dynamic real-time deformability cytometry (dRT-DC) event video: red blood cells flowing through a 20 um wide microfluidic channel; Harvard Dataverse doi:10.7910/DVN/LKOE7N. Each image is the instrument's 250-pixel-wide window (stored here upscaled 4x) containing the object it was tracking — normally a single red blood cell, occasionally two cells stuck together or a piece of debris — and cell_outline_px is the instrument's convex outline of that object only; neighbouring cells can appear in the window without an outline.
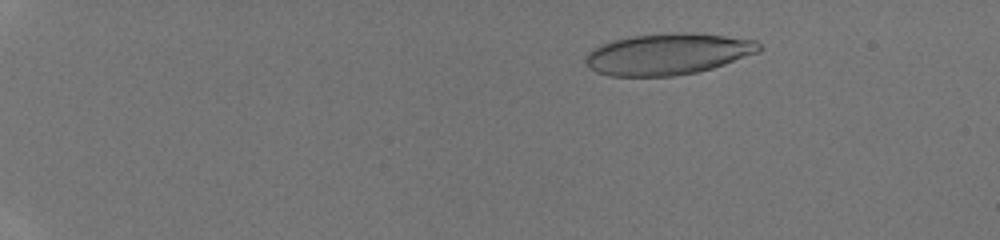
{"species": "human", "species_latin": "Homo sapiens", "temperature_condition": "room temperature", "stored_images_in_passage": 47, "camera_frame_rate_fps": 3000, "um_per_image_px": 0.085, "donor": {"sex": "male"}, "frame": {"image": 1, "passage_image": 9, "time_ms": 2.667, "image_size_px": [1000, 240], "cell_outline_px": [[764, 48], [756, 52], [724, 64], [712, 68], [696, 72], [676, 76], [608, 76], [596, 72], [584, 60], [588, 52], [592, 48], [600, 44], [612, 40], [632, 36], [676, 32], [692, 32], [756, 40]], "centroid_in_image_um": [56.74, 4.59], "position_along_channel_um": 28.3, "area_um2": 41.73}}
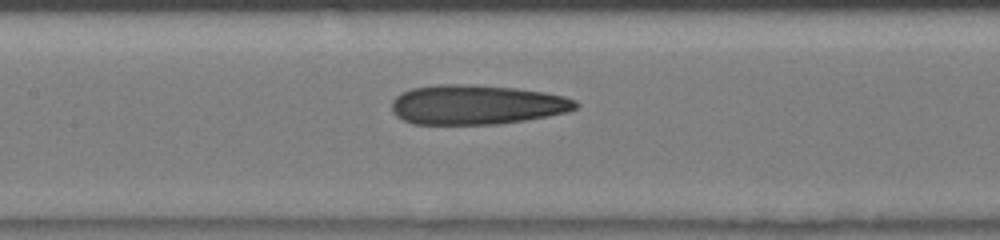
{"frame": {"image": 2, "passage_image": 26, "time_ms": 8.333, "image_size_px": [1000, 240], "cell_outline_px": [[580, 104], [576, 108], [568, 112], [548, 116], [500, 124], [412, 124], [396, 116], [392, 112], [392, 100], [396, 96], [412, 88], [436, 84], [468, 84], [516, 88], [544, 92], [564, 96], [576, 100]], "centroid_in_image_um": [40.52, 8.9], "position_along_channel_um": 166.9, "area_um2": 42.66}}
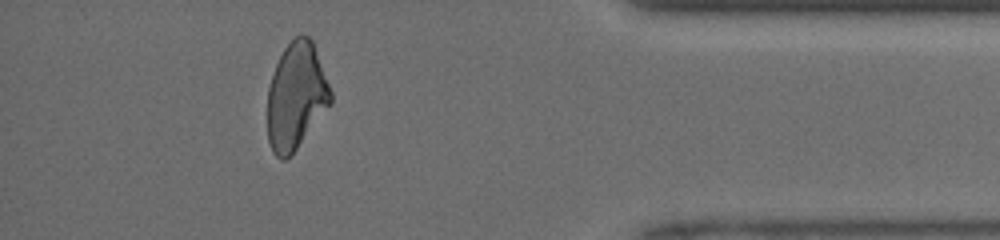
{"frame": {"image": 3, "passage_image": 43, "time_ms": 14.0, "image_size_px": [1000, 240], "cell_outline_px": [[332, 104], [292, 156], [284, 160], [280, 160], [272, 152], [268, 140], [268, 88], [276, 64], [284, 48], [300, 32], [308, 36], [312, 40], [332, 92]], "centroid_in_image_um": [25.18, 8.22], "position_along_channel_um": 410.0, "area_um2": 39.71}}